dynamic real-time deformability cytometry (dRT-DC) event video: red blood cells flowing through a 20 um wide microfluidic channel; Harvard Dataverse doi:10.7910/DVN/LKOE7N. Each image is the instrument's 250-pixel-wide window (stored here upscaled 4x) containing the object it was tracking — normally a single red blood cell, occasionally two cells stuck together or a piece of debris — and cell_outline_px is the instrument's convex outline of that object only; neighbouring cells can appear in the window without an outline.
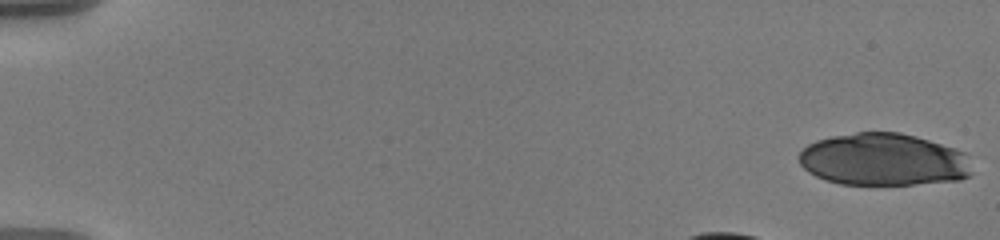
{"species": "human", "species_latin": "Homo sapiens", "temperature_condition": "warm", "stored_images_in_passage": 46, "camera_frame_rate_fps": 3000, "um_per_image_px": 0.085, "donor": {"sex": "male"}, "frame": {"image": 1, "passage_image": 1, "time_ms": 0.0, "image_size_px": [1000, 240], "cell_outline_px": [[968, 176], [960, 180], [912, 184], [840, 184], [816, 176], [808, 172], [800, 164], [800, 152], [808, 144], [816, 140], [832, 136], [856, 132], [900, 132], [916, 136], [964, 152], [968, 172]], "centroid_in_image_um": [75.02, 13.56], "position_along_channel_um": 10.0, "area_um2": 52.08}}
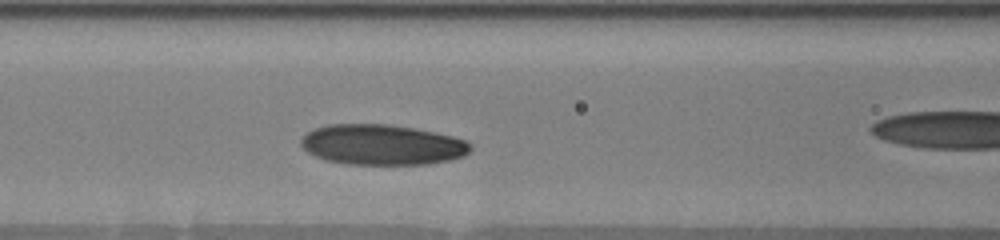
{"frame": {"image": 2, "passage_image": 21, "time_ms": 6.667, "image_size_px": [1000, 240], "cell_outline_px": [[472, 148], [464, 156], [448, 160], [428, 164], [344, 164], [324, 160], [308, 152], [300, 144], [300, 140], [308, 132], [316, 128], [328, 124], [384, 124], [412, 128], [452, 136], [464, 140]], "centroid_in_image_um": [32.44, 12.31], "position_along_channel_um": 134.2, "area_um2": 39.59}}
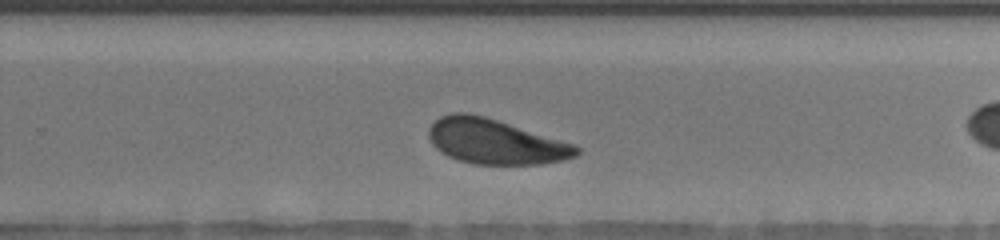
{"frame": {"image": 3, "passage_image": 34, "time_ms": 11.0, "image_size_px": [1000, 240], "cell_outline_px": [[580, 152], [576, 156], [564, 160], [540, 164], [472, 164], [456, 160], [440, 152], [432, 144], [428, 136], [428, 128], [440, 116], [452, 112], [464, 112], [484, 116], [572, 144], [580, 148]], "centroid_in_image_um": [42.04, 12.04], "position_along_channel_um": 287.8, "area_um2": 38.44}}